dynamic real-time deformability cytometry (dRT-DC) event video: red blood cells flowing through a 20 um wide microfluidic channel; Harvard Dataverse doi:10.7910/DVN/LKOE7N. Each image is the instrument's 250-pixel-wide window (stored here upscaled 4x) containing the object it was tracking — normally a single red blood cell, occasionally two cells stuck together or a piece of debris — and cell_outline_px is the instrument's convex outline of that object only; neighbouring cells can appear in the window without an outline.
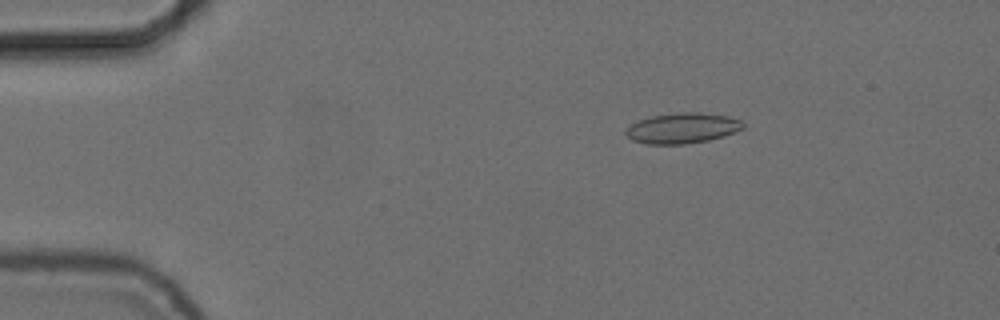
{"species": "common noctule bat (a hibernating species)", "species_latin": "Nyctalus noctula", "temperature_condition": "cold", "stored_images_in_passage": 56, "camera_frame_rate_fps": 3000, "um_per_image_px": 0.085, "animal": {"sex": "female", "body_mass_g": 24.6, "forearm_length_mm": 56.2}, "frame": {"image": 1, "passage_image": 10, "time_ms": 3.0, "image_size_px": [1000, 320], "cell_outline_px": [[744, 128], [736, 132], [724, 136], [708, 140], [684, 144], [648, 144], [632, 140], [624, 132], [632, 124], [640, 120], [652, 116], [680, 112], [700, 112], [728, 116], [740, 120], [744, 124]], "centroid_in_image_um": [58.04, 10.89], "position_along_channel_um": 27.0, "area_um2": 20.69}}
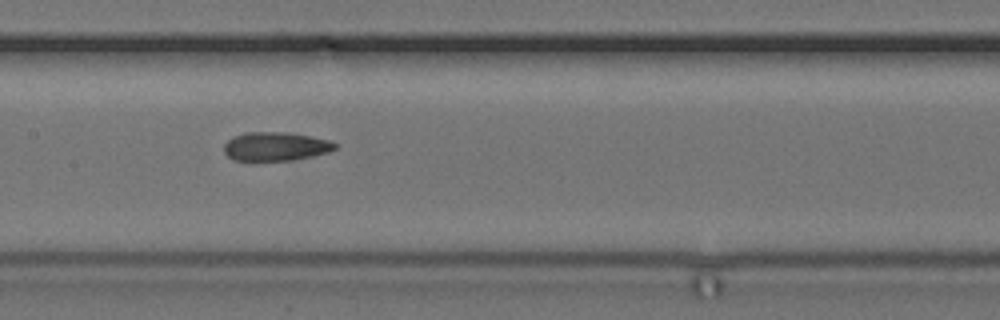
{"frame": {"image": 2, "passage_image": 28, "time_ms": 9.0, "image_size_px": [1000, 320], "cell_outline_px": [[340, 144], [336, 148], [328, 152], [292, 160], [256, 164], [232, 160], [224, 152], [224, 144], [232, 136], [244, 132], [284, 132], [332, 140]], "centroid_in_image_um": [23.36, 12.49], "position_along_channel_um": 184.0, "area_um2": 19.48}}
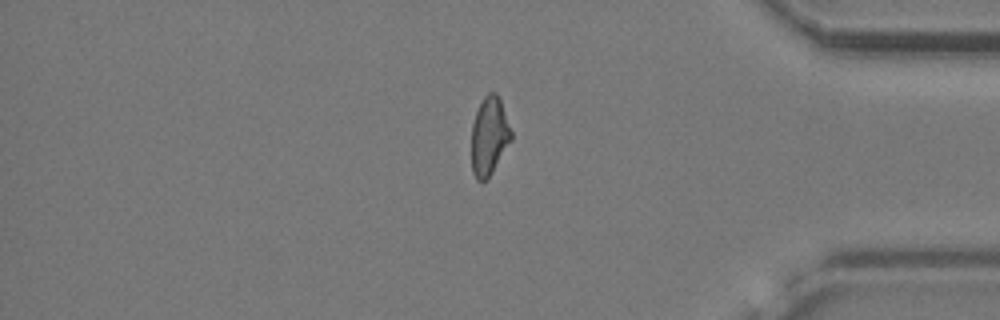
{"frame": {"image": 3, "passage_image": 47, "time_ms": 15.333, "image_size_px": [1000, 320], "cell_outline_px": [[512, 140], [492, 172], [484, 180], [476, 180], [472, 172], [472, 124], [476, 112], [484, 96], [488, 92], [496, 92], [500, 100], [512, 132]], "centroid_in_image_um": [41.59, 11.56], "position_along_channel_um": 393.6, "area_um2": 17.92}, "authors_computed_cell_mechanics": {"area_um2": 19.1029, "velocity_mm_per_s": 3.7243, "shape_relaxation_time_tau1_ms": null, "shape_relaxation_time_tau2_ms": 2.4941, "deformation_change_tau1": null, "deformation_change_tau2": 0.0855}}